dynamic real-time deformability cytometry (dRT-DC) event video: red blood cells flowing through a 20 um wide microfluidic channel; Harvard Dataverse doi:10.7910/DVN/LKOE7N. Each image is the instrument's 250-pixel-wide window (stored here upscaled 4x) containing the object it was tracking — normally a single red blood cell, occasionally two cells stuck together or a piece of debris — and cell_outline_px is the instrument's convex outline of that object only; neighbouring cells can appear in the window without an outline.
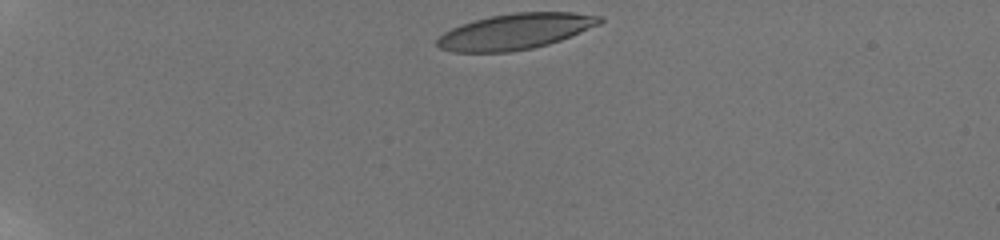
{"species": "human", "species_latin": "Homo sapiens", "temperature_condition": "room temperature", "stored_images_in_passage": 12, "camera_frame_rate_fps": 3000, "um_per_image_px": 0.085, "donor": {"sex": "male"}, "frame": {"image": 1, "passage_image": 1, "time_ms": 0.0, "image_size_px": [1000, 240], "cell_outline_px": [[604, 20], [600, 24], [560, 40], [548, 44], [532, 48], [508, 52], [452, 52], [440, 48], [436, 44], [436, 40], [444, 32], [460, 24], [492, 16], [512, 12], [572, 12], [604, 16]], "centroid_in_image_um": [43.81, 2.67], "position_along_channel_um": 41.2, "area_um2": 33.81}}
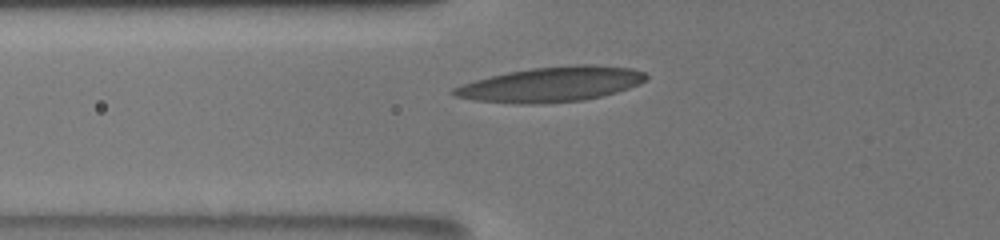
{"frame": {"image": 2, "passage_image": 8, "time_ms": 3.0, "image_size_px": [1000, 240], "cell_outline_px": [[648, 80], [628, 88], [616, 92], [584, 100], [536, 104], [520, 104], [472, 100], [452, 96], [448, 92], [452, 88], [476, 80], [508, 72], [532, 68], [576, 64], [592, 64], [632, 68], [644, 72], [648, 76]], "centroid_in_image_um": [46.84, 7.17], "position_along_channel_um": 79.0, "area_um2": 39.25}}